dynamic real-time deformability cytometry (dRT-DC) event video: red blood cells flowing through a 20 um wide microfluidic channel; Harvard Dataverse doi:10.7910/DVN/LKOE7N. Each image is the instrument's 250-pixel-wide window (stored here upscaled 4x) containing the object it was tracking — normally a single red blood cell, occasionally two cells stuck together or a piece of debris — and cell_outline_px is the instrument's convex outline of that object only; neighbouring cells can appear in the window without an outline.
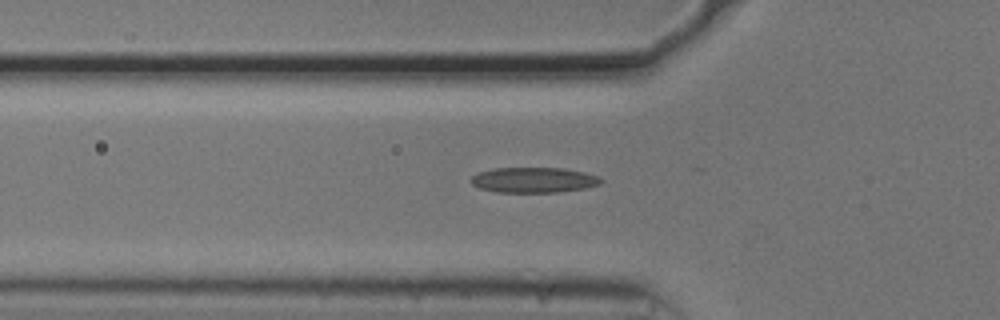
{"species": "common noctule bat (a hibernating species)", "species_latin": "Nyctalus noctula", "temperature_condition": "cold", "stored_images_in_passage": 43, "camera_frame_rate_fps": 3000, "um_per_image_px": 0.085, "animal": {"sex": "male", "body_mass_g": 20.5, "forearm_length_mm": 52.5}, "frame": {"image": 1, "passage_image": 11, "time_ms": 3.333, "image_size_px": [1000, 320], "cell_outline_px": [[604, 180], [600, 184], [584, 188], [560, 192], [496, 192], [480, 188], [472, 184], [472, 176], [480, 172], [492, 168], [564, 168], [584, 172], [600, 176]], "centroid_in_image_um": [45.41, 15.29], "position_along_channel_um": 80.4, "area_um2": 19.19}}
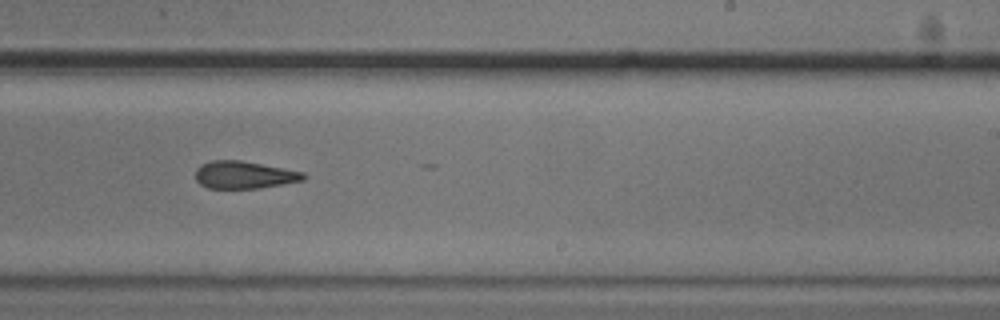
{"frame": {"image": 2, "passage_image": 26, "time_ms": 8.333, "image_size_px": [1000, 320], "cell_outline_px": [[308, 176], [304, 180], [256, 188], [208, 188], [200, 184], [196, 180], [196, 168], [200, 164], [212, 160], [240, 160], [284, 168], [304, 172]], "centroid_in_image_um": [20.74, 14.85], "position_along_channel_um": 268.3, "area_um2": 17.22}}
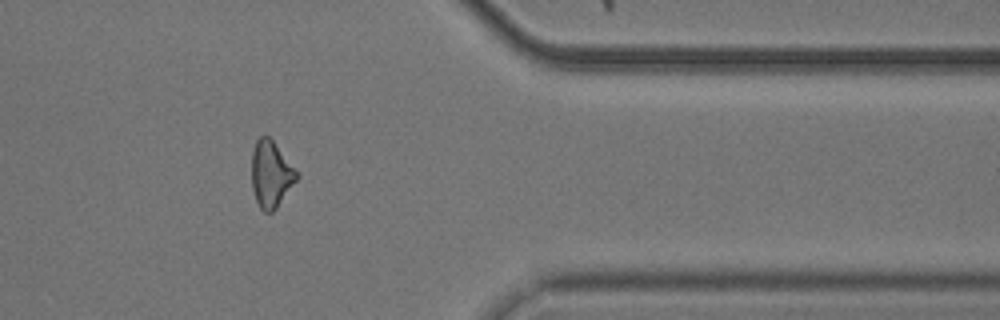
{"frame": {"image": 3, "passage_image": 37, "time_ms": 12.0, "image_size_px": [1000, 320], "cell_outline_px": [[300, 176], [276, 208], [272, 212], [264, 212], [260, 208], [256, 200], [252, 188], [252, 152], [256, 140], [260, 136], [268, 136], [272, 140]], "centroid_in_image_um": [23.02, 14.82], "position_along_channel_um": 388.4, "area_um2": 17.17}, "authors_computed_cell_mechanics": {"area_um2": 18.207, "velocity_mm_per_s": 3.7394, "shape_relaxation_time_tau1_ms": 5.3961, "shape_relaxation_time_tau2_ms": 3.6592, "deformation_change_tau1": 0.1335, "deformation_change_tau2": 0.1354}}